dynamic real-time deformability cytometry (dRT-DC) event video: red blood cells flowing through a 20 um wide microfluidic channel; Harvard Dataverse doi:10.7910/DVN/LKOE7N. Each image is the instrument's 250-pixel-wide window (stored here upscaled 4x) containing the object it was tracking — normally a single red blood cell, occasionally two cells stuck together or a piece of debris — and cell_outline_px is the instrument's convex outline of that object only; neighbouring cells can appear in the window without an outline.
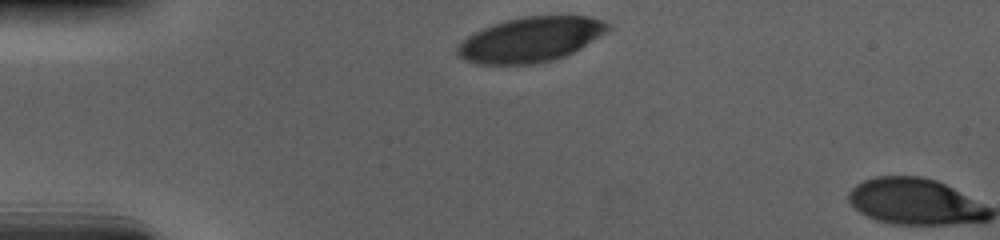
{"species": "human", "species_latin": "Homo sapiens", "temperature_condition": "cold", "stored_images_in_passage": 2, "camera_frame_rate_fps": 3000, "um_per_image_px": 0.085, "donor": {"sex": "male"}, "frame": {"image": 1, "passage_image": 1, "time_ms": 0.0, "image_size_px": [1000, 240], "cell_outline_px": [[612, 28], [608, 32], [580, 48], [564, 56], [552, 60], [536, 64], [476, 64], [464, 60], [456, 56], [456, 48], [468, 36], [484, 28], [508, 20], [524, 16], [588, 16], [612, 24]], "centroid_in_image_um": [45.12, 3.37], "position_along_channel_um": 39.9, "area_um2": 39.19}}